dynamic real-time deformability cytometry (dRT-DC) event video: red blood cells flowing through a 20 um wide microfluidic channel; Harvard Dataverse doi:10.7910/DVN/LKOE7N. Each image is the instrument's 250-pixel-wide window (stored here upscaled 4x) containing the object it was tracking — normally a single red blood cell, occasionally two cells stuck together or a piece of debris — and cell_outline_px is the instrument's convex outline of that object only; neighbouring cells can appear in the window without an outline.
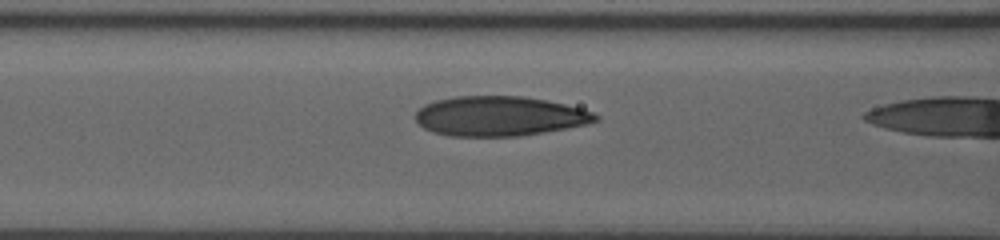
{"species": "human", "species_latin": "Homo sapiens", "temperature_condition": "room temperature", "stored_images_in_passage": 23, "camera_frame_rate_fps": 3000, "um_per_image_px": 0.085, "donor": {"sex": "male"}, "frame": {"image": 1, "passage_image": 22, "time_ms": 7.0, "image_size_px": [1000, 240], "cell_outline_px": [[600, 120], [588, 124], [568, 128], [516, 136], [448, 136], [432, 132], [424, 128], [416, 120], [416, 112], [424, 104], [436, 100], [456, 96], [524, 96], [548, 100], [596, 112], [600, 116]], "centroid_in_image_um": [42.49, 9.87], "position_along_channel_um": 124.1, "area_um2": 41.91}}